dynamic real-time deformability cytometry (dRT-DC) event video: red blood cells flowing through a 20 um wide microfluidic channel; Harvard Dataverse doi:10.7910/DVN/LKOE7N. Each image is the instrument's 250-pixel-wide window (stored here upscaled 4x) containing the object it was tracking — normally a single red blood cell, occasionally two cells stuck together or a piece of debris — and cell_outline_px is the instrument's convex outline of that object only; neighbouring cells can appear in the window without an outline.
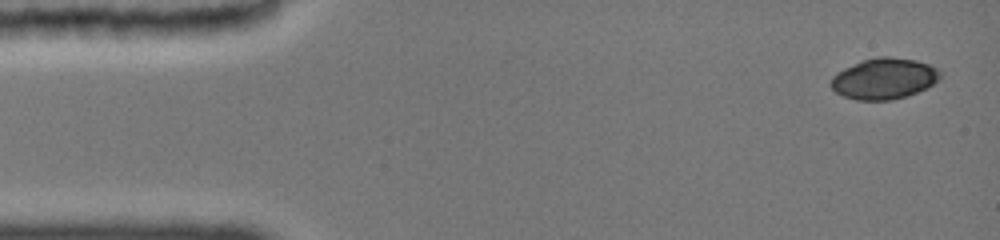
{"species": "common noctule bat (a hibernating species)", "species_latin": "Nyctalus noctula", "temperature_condition": "cold", "stored_images_in_passage": 18, "camera_frame_rate_fps": 3000, "um_per_image_px": 0.085, "animal": {"sex": "female", "body_mass_g": 19.0, "forearm_length_mm": 51.5}, "frame": {"image": 1, "passage_image": 1, "time_ms": 0.0, "image_size_px": [1000, 240], "cell_outline_px": [[944, 76], [928, 88], [908, 96], [892, 100], [856, 100], [844, 96], [836, 92], [828, 84], [832, 76], [836, 72], [844, 68], [864, 60], [876, 56], [892, 56], [916, 60], [928, 64], [936, 68]], "centroid_in_image_um": [75.16, 6.68], "position_along_channel_um": 9.8, "area_um2": 26.47}}
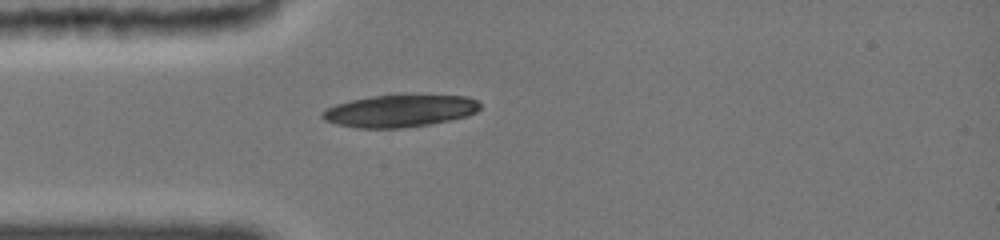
{"frame": {"image": 2, "passage_image": 12, "time_ms": 3.667, "image_size_px": [1000, 240], "cell_outline_px": [[480, 108], [476, 112], [464, 116], [448, 120], [428, 124], [396, 128], [360, 128], [340, 124], [324, 120], [320, 116], [328, 108], [336, 104], [348, 100], [372, 96], [400, 92], [468, 96], [476, 100], [480, 104]], "centroid_in_image_um": [34.01, 9.36], "position_along_channel_um": 51.0, "area_um2": 30.23}}